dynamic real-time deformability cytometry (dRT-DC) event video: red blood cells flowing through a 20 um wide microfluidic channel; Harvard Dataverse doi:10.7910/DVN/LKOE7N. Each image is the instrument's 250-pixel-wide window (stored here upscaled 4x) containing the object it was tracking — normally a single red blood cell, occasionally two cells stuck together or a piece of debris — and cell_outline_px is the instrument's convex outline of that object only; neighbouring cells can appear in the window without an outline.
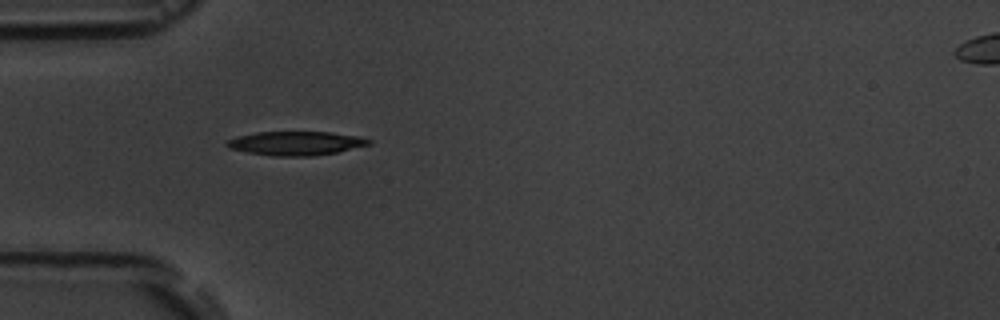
{"species": "common noctule bat (a hibernating species)", "species_latin": "Nyctalus noctula", "temperature_condition": "room temperature", "stored_images_in_passage": 2, "camera_frame_rate_fps": 3000, "um_per_image_px": 0.085, "animal": {"sex": "male", "body_mass_g": 19.5, "forearm_length_mm": 54.6}, "frame": {"image": 1, "passage_image": 1, "time_ms": 0.0, "image_size_px": [1000, 320], "cell_outline_px": [[372, 144], [336, 152], [312, 156], [272, 156], [248, 152], [228, 148], [224, 144], [228, 140], [236, 136], [256, 132], [332, 132], [360, 136], [372, 140]], "centroid_in_image_um": [25.15, 12.17], "position_along_channel_um": 59.8, "area_um2": 19.88}}
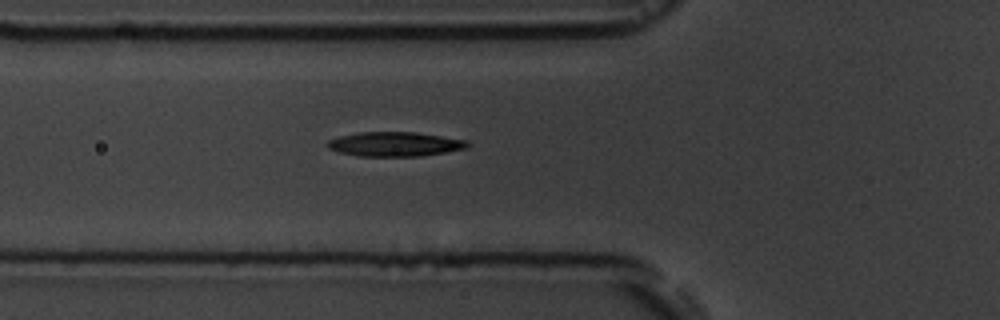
{"frame": {"image": 2, "passage_image": 2, "time_ms": 1.0, "image_size_px": [1000, 320], "cell_outline_px": [[472, 144], [468, 148], [420, 156], [360, 156], [340, 152], [328, 148], [324, 144], [328, 140], [340, 136], [360, 132], [416, 132], [468, 140]], "centroid_in_image_um": [33.59, 12.24], "position_along_channel_um": 92.2, "area_um2": 20.0}}